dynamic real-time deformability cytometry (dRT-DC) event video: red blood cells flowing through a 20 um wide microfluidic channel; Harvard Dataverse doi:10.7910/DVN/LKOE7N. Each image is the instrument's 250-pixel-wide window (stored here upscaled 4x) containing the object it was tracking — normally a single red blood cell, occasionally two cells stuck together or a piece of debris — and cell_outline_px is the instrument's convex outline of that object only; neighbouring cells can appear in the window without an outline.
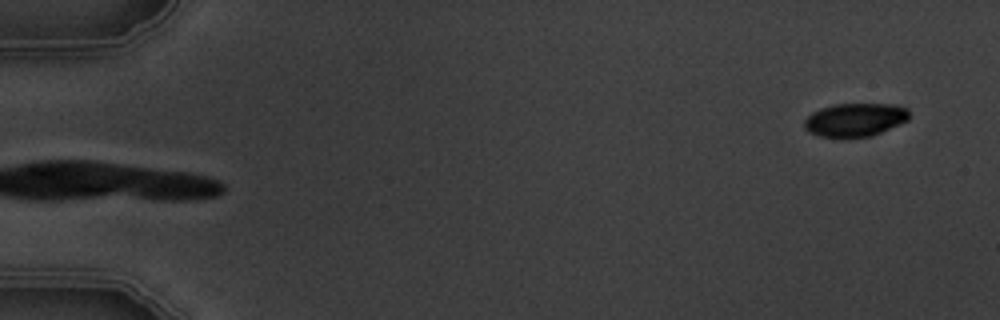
{"species": "common noctule bat (a hibernating species)", "species_latin": "Nyctalus noctula", "temperature_condition": "warm", "stored_images_in_passage": 4, "camera_frame_rate_fps": 3000, "um_per_image_px": 0.085, "animal": {"sex": "male", "body_mass_g": 19.5, "forearm_length_mm": 54.6}, "frame": {"image": 1, "passage_image": 4, "time_ms": 4.333, "image_size_px": [1000, 320], "cell_outline_px": [[908, 120], [900, 124], [872, 136], [820, 136], [808, 132], [804, 128], [804, 120], [812, 112], [820, 108], [832, 104], [896, 104], [908, 108]], "centroid_in_image_um": [72.68, 10.16], "position_along_channel_um": 12.3, "area_um2": 20.29}}